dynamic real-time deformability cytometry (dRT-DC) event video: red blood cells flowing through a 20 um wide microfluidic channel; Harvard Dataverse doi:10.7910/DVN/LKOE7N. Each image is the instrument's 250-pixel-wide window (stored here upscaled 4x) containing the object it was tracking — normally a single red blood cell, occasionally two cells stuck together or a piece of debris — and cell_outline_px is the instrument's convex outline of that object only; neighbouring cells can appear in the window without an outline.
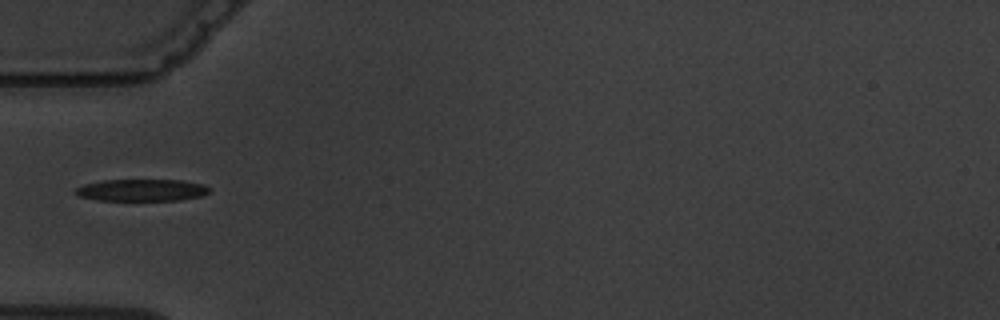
{"species": "common noctule bat (a hibernating species)", "species_latin": "Nyctalus noctula", "temperature_condition": "warm", "stored_images_in_passage": 5, "camera_frame_rate_fps": 3000, "um_per_image_px": 0.085, "animal": {"sex": "male", "body_mass_g": 19.5, "forearm_length_mm": 54.6}, "frame": {"image": 1, "passage_image": 5, "time_ms": 5.333, "image_size_px": [1000, 320], "cell_outline_px": [[212, 188], [208, 192], [200, 196], [176, 200], [96, 200], [76, 196], [72, 192], [76, 188], [84, 184], [100, 180], [184, 180], [204, 184]], "centroid_in_image_um": [12.0, 16.15], "position_along_channel_um": 73.0, "area_um2": 17.28}}